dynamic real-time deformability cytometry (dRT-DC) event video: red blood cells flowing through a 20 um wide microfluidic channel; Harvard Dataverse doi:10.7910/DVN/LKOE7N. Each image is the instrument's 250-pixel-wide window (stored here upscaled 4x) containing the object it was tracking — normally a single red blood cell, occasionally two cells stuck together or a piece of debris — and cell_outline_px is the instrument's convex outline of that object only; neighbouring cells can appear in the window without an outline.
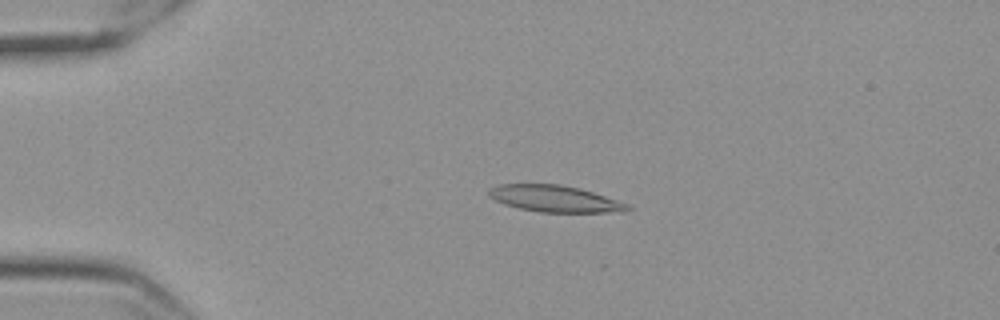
{"species": "Egyptian fruit bat (a non-hibernating species)", "species_latin": "Rousettus aegyptiacus", "temperature_condition": "cold", "stored_images_in_passage": 56, "camera_frame_rate_fps": 3000, "um_per_image_px": 0.085, "frame": {"image": 1, "passage_image": 12, "time_ms": 3.667, "image_size_px": [1000, 320], "cell_outline_px": [[632, 208], [624, 212], [540, 212], [520, 208], [504, 204], [488, 196], [488, 188], [496, 184], [560, 184], [580, 188], [628, 204]], "centroid_in_image_um": [47.12, 16.88], "position_along_channel_um": 37.9, "area_um2": 21.44}}
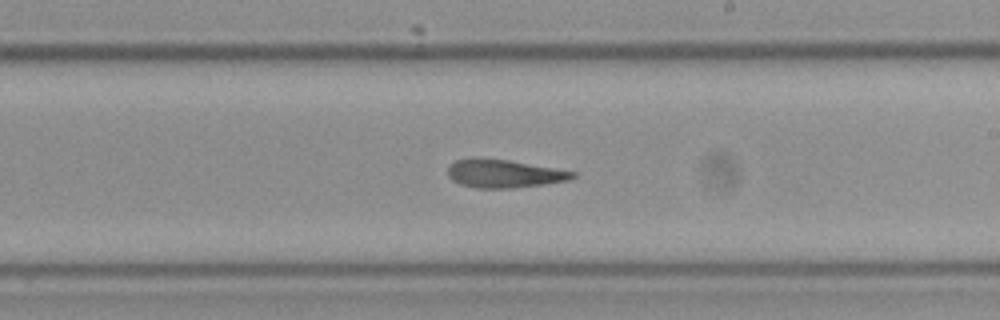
{"frame": {"image": 2, "passage_image": 33, "time_ms": 10.667, "image_size_px": [1000, 320], "cell_outline_px": [[576, 176], [568, 180], [544, 184], [516, 188], [476, 188], [460, 184], [452, 180], [448, 176], [448, 168], [456, 160], [472, 156], [508, 160], [576, 172]], "centroid_in_image_um": [42.79, 14.75], "position_along_channel_um": 246.2, "area_um2": 20.58}}
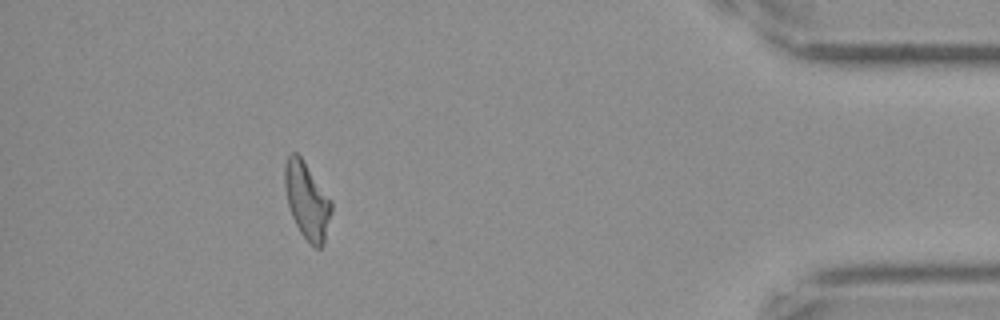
{"frame": {"image": 3, "passage_image": 51, "time_ms": 16.667, "image_size_px": [1000, 320], "cell_outline_px": [[332, 212], [324, 244], [320, 248], [316, 248], [300, 232], [292, 216], [288, 204], [284, 184], [284, 164], [288, 156], [292, 152], [296, 152], [300, 156], [332, 200]], "centroid_in_image_um": [26.1, 17.04], "position_along_channel_um": 409.1, "area_um2": 20.75}, "authors_computed_cell_mechanics": {"area_um2": 21.3282, "velocity_mm_per_s": 3.536, "shape_relaxation_time_tau1_ms": null, "shape_relaxation_time_tau2_ms": 3.5893, "deformation_change_tau1": null, "deformation_change_tau2": 0.1376}}